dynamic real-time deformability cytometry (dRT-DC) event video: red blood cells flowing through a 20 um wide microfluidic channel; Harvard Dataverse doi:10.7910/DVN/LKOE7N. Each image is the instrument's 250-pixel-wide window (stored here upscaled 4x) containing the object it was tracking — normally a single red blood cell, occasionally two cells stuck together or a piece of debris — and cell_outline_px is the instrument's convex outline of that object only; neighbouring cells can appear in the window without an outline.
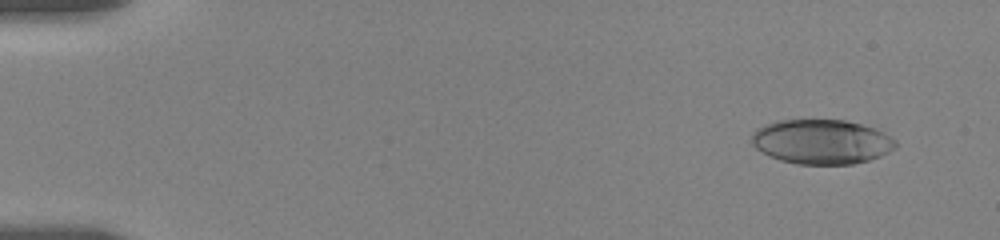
{"species": "human", "species_latin": "Homo sapiens", "temperature_condition": "room temperature", "stored_images_in_passage": 62, "camera_frame_rate_fps": 3000, "um_per_image_px": 0.085, "donor": {"sex": "female"}, "frame": {"image": 1, "passage_image": 3, "time_ms": 1.0, "image_size_px": [1000, 240], "cell_outline_px": [[896, 148], [880, 156], [868, 160], [852, 164], [796, 164], [780, 160], [756, 148], [752, 144], [752, 132], [756, 128], [764, 124], [780, 120], [844, 120], [860, 124], [884, 132], [896, 140]], "centroid_in_image_um": [69.83, 12.04], "position_along_channel_um": 15.2, "area_um2": 37.28}}
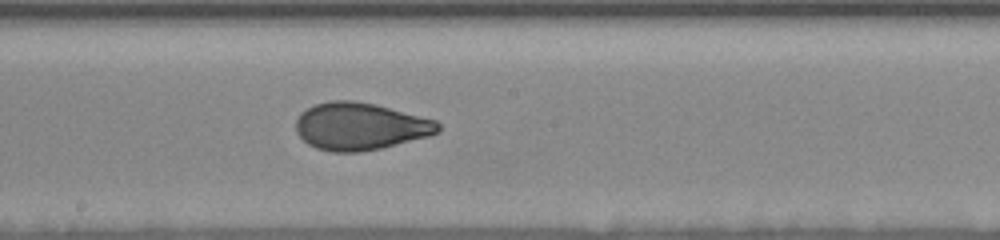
{"frame": {"image": 2, "passage_image": 26, "time_ms": 10.333, "image_size_px": [1000, 240], "cell_outline_px": [[440, 132], [428, 136], [380, 148], [360, 152], [332, 152], [316, 148], [308, 144], [296, 132], [296, 120], [300, 112], [316, 104], [328, 100], [352, 100], [376, 104], [436, 120], [440, 124]], "centroid_in_image_um": [30.6, 10.73], "position_along_channel_um": 217.6, "area_um2": 39.25}}
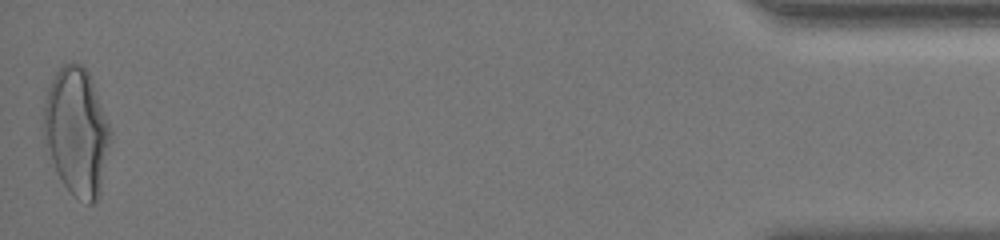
{"frame": {"image": 3, "passage_image": 62, "time_ms": 18.667, "image_size_px": [1000, 240], "cell_outline_px": [[112, 140], [100, 196], [92, 204], [88, 204], [76, 196], [64, 184], [44, 144], [44, 108], [48, 88], [56, 72], [64, 64], [80, 64], [88, 72], [112, 132]], "centroid_in_image_um": [6.55, 11.22], "position_along_channel_um": 428.6, "area_um2": 49.13}, "authors_computed_cell_mechanics": {"area_um2": 39.0728, "velocity_mm_per_s": 3.5112, "shape_relaxation_time_tau1_ms": 5.559, "shape_relaxation_time_tau2_ms": 0.9728, "deformation_change_tau1": 0.196, "deformation_change_tau2": 0.0618}}